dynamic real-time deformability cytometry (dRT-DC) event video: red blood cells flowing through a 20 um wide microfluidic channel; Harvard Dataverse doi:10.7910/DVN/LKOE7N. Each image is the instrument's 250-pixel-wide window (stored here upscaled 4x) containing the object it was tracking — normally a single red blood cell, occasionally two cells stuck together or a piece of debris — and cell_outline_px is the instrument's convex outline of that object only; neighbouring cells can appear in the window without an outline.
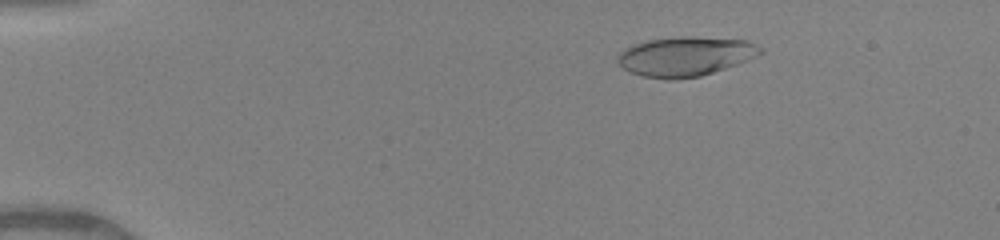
{"species": "human", "species_latin": "Homo sapiens", "temperature_condition": "warm", "stored_images_in_passage": 50, "camera_frame_rate_fps": 3000, "um_per_image_px": 0.085, "donor": {"sex": "female"}, "frame": {"image": 1, "passage_image": 9, "time_ms": 2.667, "image_size_px": [1000, 240], "cell_outline_px": [[764, 52], [748, 60], [700, 76], [676, 80], [664, 80], [644, 76], [632, 72], [624, 68], [616, 60], [616, 56], [624, 48], [632, 44], [648, 40], [680, 36], [692, 36], [744, 40], [756, 44], [764, 48]], "centroid_in_image_um": [58.24, 4.79], "position_along_channel_um": 26.8, "area_um2": 32.95}}
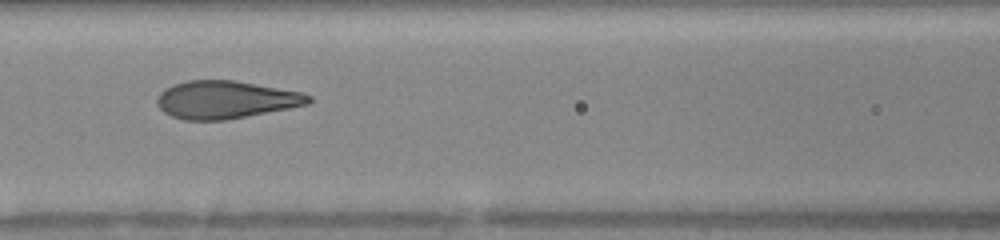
{"frame": {"image": 2, "passage_image": 24, "time_ms": 7.667, "image_size_px": [1000, 240], "cell_outline_px": [[312, 100], [308, 104], [288, 108], [224, 120], [184, 120], [172, 116], [164, 112], [156, 104], [156, 96], [164, 88], [172, 84], [188, 80], [232, 80], [304, 92], [312, 96]], "centroid_in_image_um": [19.15, 8.46], "position_along_channel_um": 147.5, "area_um2": 33.35}}
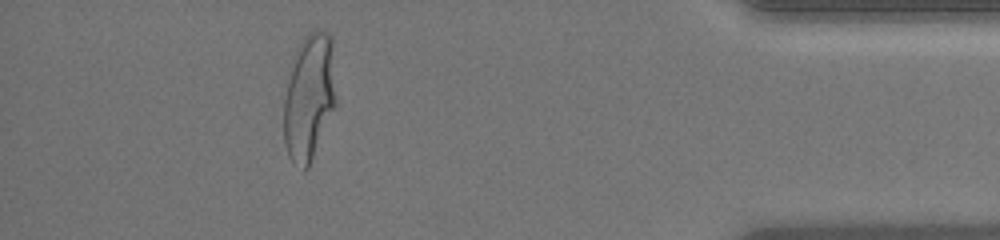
{"frame": {"image": 3, "passage_image": 46, "time_ms": 15.0, "image_size_px": [1000, 240], "cell_outline_px": [[336, 104], [308, 168], [304, 172], [288, 156], [284, 144], [284, 100], [292, 56], [296, 48], [304, 36], [308, 32], [316, 28], [320, 28], [328, 32], [332, 36], [336, 96]], "centroid_in_image_um": [26.28, 8.19], "position_along_channel_um": 408.9, "area_um2": 39.13}, "authors_computed_cell_mechanics": {"area_um2": 33.9286, "velocity_mm_per_s": 4.1157, "shape_relaxation_time_tau1_ms": 4.1728, "shape_relaxation_time_tau2_ms": null, "deformation_change_tau1": 0.2231, "deformation_change_tau2": null}}